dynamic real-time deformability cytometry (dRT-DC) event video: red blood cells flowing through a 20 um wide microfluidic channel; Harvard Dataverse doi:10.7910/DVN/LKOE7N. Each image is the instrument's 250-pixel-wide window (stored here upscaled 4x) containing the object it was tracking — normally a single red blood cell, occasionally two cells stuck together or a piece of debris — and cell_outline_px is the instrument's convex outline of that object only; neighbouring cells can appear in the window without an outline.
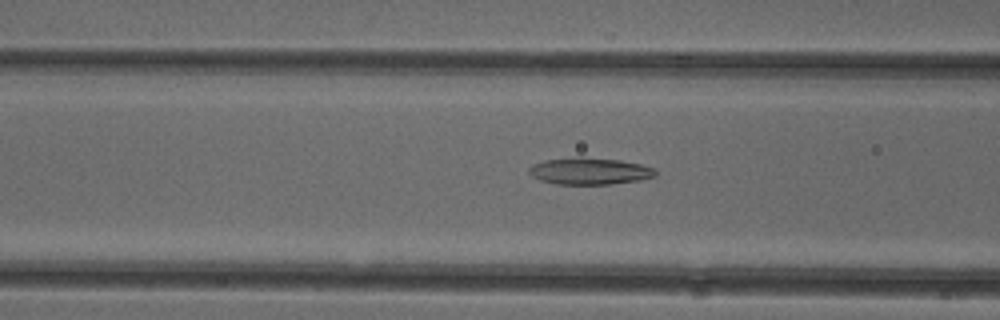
{"species": "common noctule bat (a hibernating species)", "species_latin": "Nyctalus noctula", "temperature_condition": "cold", "stored_images_in_passage": 42, "camera_frame_rate_fps": 3000, "um_per_image_px": 0.085, "animal": {"sex": "female"}, "frame": {"image": 1, "passage_image": 11, "time_ms": 3.333, "image_size_px": [1000, 320], "cell_outline_px": [[656, 176], [640, 180], [608, 184], [556, 184], [540, 180], [532, 176], [528, 172], [528, 168], [532, 164], [544, 160], [580, 156], [620, 160], [640, 164], [656, 168]], "centroid_in_image_um": [50.1, 14.53], "position_along_channel_um": 116.5, "area_um2": 19.94}}
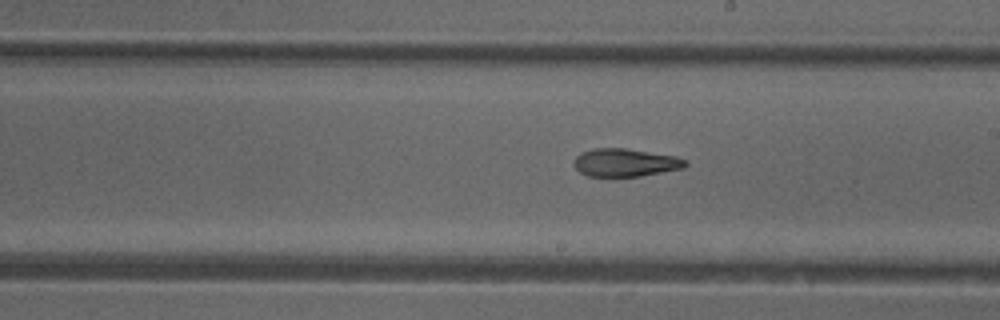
{"frame": {"image": 2, "passage_image": 20, "time_ms": 6.333, "image_size_px": [1000, 320], "cell_outline_px": [[688, 164], [684, 168], [640, 176], [588, 176], [580, 172], [572, 164], [576, 156], [580, 152], [592, 148], [624, 148], [676, 156], [684, 160]], "centroid_in_image_um": [53.11, 13.81], "position_along_channel_um": 235.9, "area_um2": 18.15}}
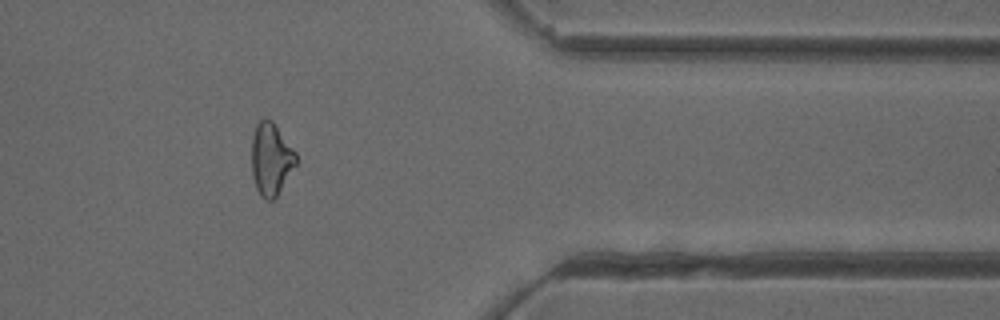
{"frame": {"image": 3, "passage_image": 33, "time_ms": 10.667, "image_size_px": [1000, 320], "cell_outline_px": [[296, 164], [276, 196], [272, 200], [264, 200], [260, 196], [256, 188], [252, 176], [252, 136], [256, 124], [264, 116], [268, 116], [272, 120], [296, 152]], "centroid_in_image_um": [23.01, 13.49], "position_along_channel_um": 388.4, "area_um2": 18.79}, "authors_computed_cell_mechanics": {"area_um2": 19.1318, "velocity_mm_per_s": 3.9685, "shape_relaxation_time_tau1_ms": null, "shape_relaxation_time_tau2_ms": 3.7978, "deformation_change_tau1": null, "deformation_change_tau2": 0.1243}}